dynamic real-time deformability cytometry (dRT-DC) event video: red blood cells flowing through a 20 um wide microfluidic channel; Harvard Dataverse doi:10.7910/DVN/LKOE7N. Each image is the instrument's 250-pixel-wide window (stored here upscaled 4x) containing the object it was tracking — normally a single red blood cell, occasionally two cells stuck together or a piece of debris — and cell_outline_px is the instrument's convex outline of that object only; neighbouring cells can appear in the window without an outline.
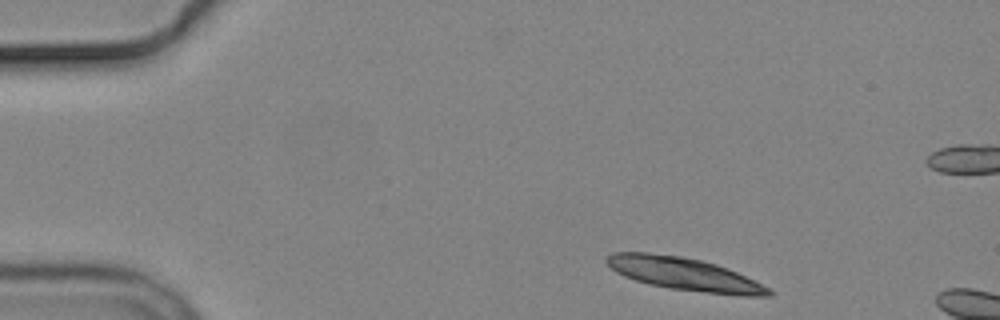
{"species": "common noctule bat (a hibernating species)", "species_latin": "Nyctalus noctula", "temperature_condition": "cold", "stored_images_in_passage": 3, "camera_frame_rate_fps": 3000, "um_per_image_px": 0.085, "animal": {"sex": "male", "body_mass_g": 19.2, "forearm_length_mm": 51.8}, "frame": {"image": 1, "passage_image": 1, "time_ms": 0.0, "image_size_px": [1000, 320], "cell_outline_px": [[776, 292], [772, 296], [736, 296], [668, 288], [648, 284], [624, 276], [616, 272], [604, 260], [612, 252], [648, 252], [684, 256], [716, 264], [728, 268]], "centroid_in_image_um": [58.16, 23.29], "position_along_channel_um": 26.8, "area_um2": 31.04}}